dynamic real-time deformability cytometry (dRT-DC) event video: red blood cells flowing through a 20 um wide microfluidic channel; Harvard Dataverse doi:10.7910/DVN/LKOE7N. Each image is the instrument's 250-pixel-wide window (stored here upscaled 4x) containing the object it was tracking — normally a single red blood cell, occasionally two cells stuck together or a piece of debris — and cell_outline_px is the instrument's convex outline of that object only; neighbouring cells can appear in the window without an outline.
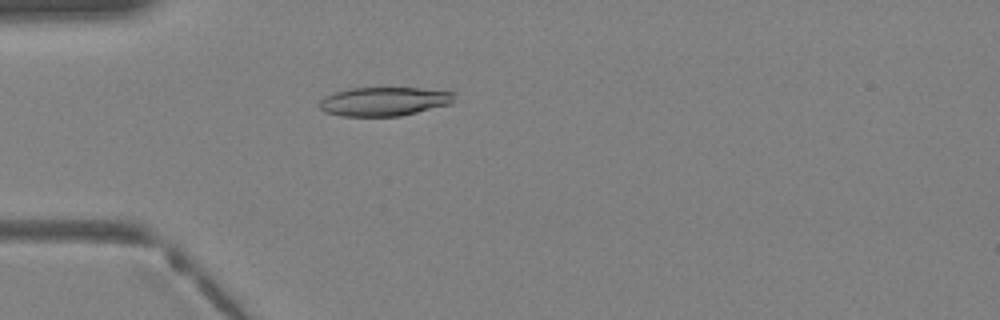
{"species": "Egyptian fruit bat (a non-hibernating species)", "species_latin": "Rousettus aegyptiacus", "temperature_condition": "warm", "stored_images_in_passage": 40, "camera_frame_rate_fps": 3000, "um_per_image_px": 0.085, "animal": {"sex": "female"}, "frame": {"image": 1, "passage_image": 12, "time_ms": 3.667, "image_size_px": [1000, 320], "cell_outline_px": [[456, 92], [452, 104], [400, 116], [344, 116], [324, 112], [320, 108], [320, 100], [324, 96], [348, 88], [420, 88]], "centroid_in_image_um": [32.67, 8.62], "position_along_channel_um": 52.3, "area_um2": 22.77}}
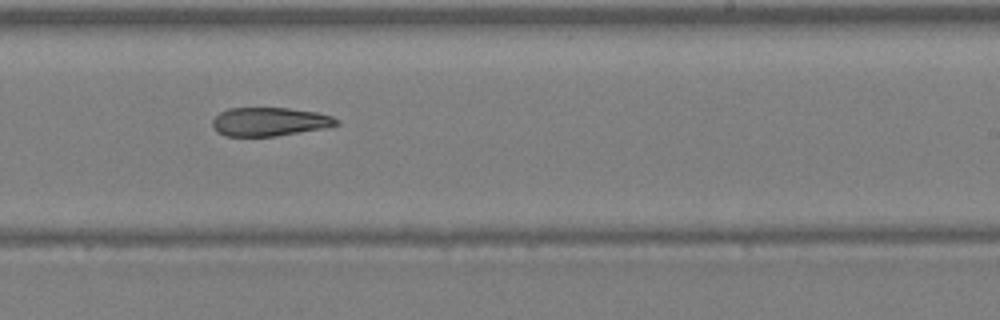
{"frame": {"image": 2, "passage_image": 25, "time_ms": 8.0, "image_size_px": [1000, 320], "cell_outline_px": [[340, 124], [324, 128], [272, 136], [224, 136], [216, 132], [212, 128], [212, 120], [220, 112], [228, 108], [288, 108], [316, 112], [332, 116], [340, 120]], "centroid_in_image_um": [22.88, 10.34], "position_along_channel_um": 266.1, "area_um2": 20.69}}
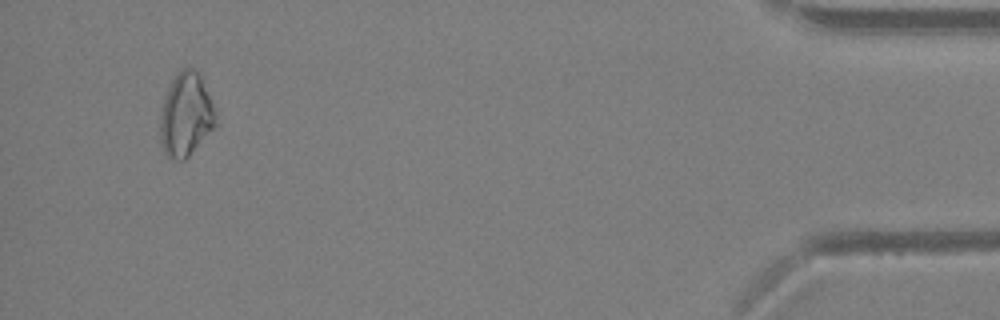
{"frame": {"image": 3, "passage_image": 38, "time_ms": 12.333, "image_size_px": [1000, 320], "cell_outline_px": [[220, 124], [184, 160], [176, 160], [168, 156], [164, 152], [160, 144], [160, 108], [168, 88], [172, 80], [180, 68], [192, 68], [200, 76], [216, 112]], "centroid_in_image_um": [15.81, 9.79], "position_along_channel_um": 419.4, "area_um2": 27.34}}